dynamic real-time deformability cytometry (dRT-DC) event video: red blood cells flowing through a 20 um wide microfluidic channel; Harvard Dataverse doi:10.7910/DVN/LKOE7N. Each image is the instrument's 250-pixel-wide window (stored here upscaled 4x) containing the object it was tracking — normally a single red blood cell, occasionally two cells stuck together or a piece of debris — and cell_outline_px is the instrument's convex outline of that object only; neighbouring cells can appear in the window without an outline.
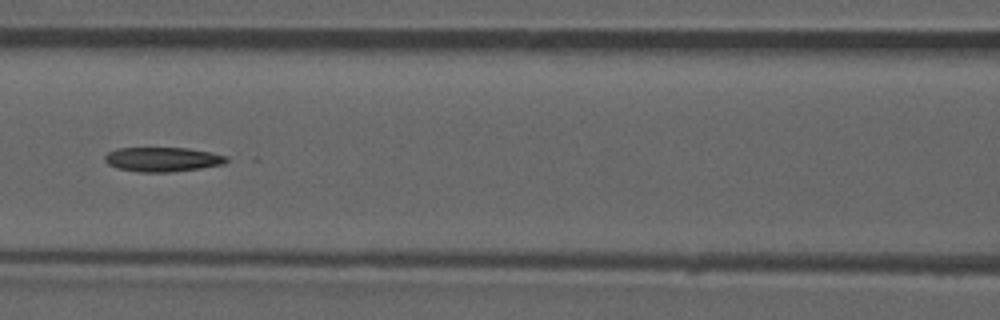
{"species": "common noctule bat (a hibernating species)", "species_latin": "Nyctalus noctula", "temperature_condition": "room temperature", "stored_images_in_passage": 52, "camera_frame_rate_fps": 3000, "um_per_image_px": 0.085, "animal": {"sex": "male", "forearm_length_mm": 52.5}, "frame": {"image": 1, "passage_image": 23, "time_ms": 7.333, "image_size_px": [1000, 320], "cell_outline_px": [[228, 160], [224, 164], [200, 168], [172, 172], [140, 172], [116, 168], [108, 164], [104, 160], [104, 156], [108, 152], [116, 148], [188, 148], [212, 152], [228, 156]], "centroid_in_image_um": [13.82, 13.54], "position_along_channel_um": 152.8, "area_um2": 17.46}}